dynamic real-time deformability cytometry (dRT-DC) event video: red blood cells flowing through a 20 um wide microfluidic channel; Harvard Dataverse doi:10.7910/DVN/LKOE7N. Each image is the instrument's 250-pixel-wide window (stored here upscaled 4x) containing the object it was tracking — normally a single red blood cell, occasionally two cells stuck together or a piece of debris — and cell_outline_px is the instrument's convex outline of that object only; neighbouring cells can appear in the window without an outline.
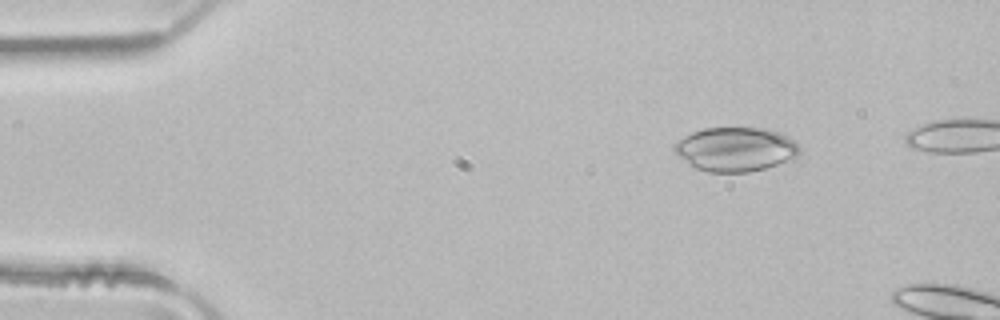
{"species": "common noctule bat (a hibernating species)", "species_latin": "Nyctalus noctula", "temperature_condition": "room temperature", "stored_images_in_passage": 5, "camera_frame_rate_fps": 3000, "um_per_image_px": 0.085, "animal": {"sex": "male", "body_mass_g": 21.5, "forearm_length_mm": 52.0}, "frame": {"image": 1, "passage_image": 2, "time_ms": 0.333, "image_size_px": [1000, 320], "cell_outline_px": [[800, 152], [796, 156], [776, 164], [764, 168], [748, 172], [708, 172], [696, 168], [688, 164], [672, 152], [672, 144], [684, 136], [692, 132], [704, 128], [760, 128], [780, 132], [792, 140], [800, 148]], "centroid_in_image_um": [62.43, 12.68], "position_along_channel_um": 22.6, "area_um2": 32.08}}